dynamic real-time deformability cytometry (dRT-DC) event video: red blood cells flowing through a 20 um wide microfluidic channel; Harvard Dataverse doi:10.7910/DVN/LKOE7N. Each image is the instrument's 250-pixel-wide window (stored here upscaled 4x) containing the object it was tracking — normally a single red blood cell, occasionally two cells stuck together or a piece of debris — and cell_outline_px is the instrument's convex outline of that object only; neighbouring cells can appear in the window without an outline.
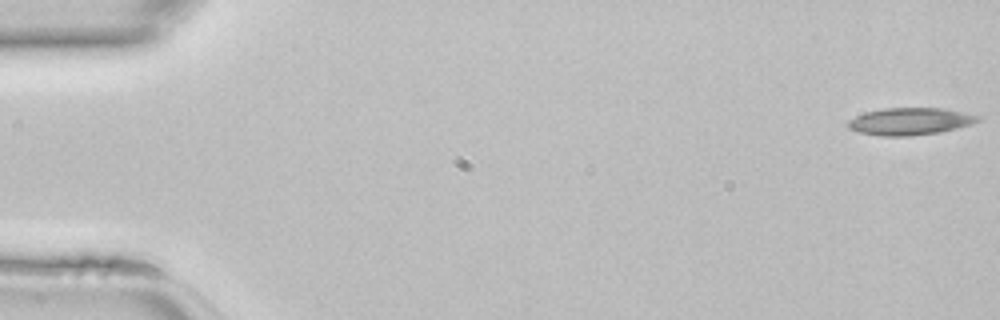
{"species": "common noctule bat (a hibernating species)", "species_latin": "Nyctalus noctula", "temperature_condition": "room temperature", "stored_images_in_passage": 46, "camera_frame_rate_fps": 3000, "um_per_image_px": 0.085, "animal": {"sex": "female", "body_mass_g": 22.7, "forearm_length_mm": 54.2}, "frame": {"image": 1, "passage_image": 1, "time_ms": 0.0, "image_size_px": [1000, 320], "cell_outline_px": [[980, 120], [972, 124], [940, 132], [908, 136], [880, 136], [856, 132], [848, 128], [848, 120], [864, 112], [884, 108], [944, 108], [964, 112], [980, 116]], "centroid_in_image_um": [77.33, 10.31], "position_along_channel_um": 7.7, "area_um2": 20.69}}
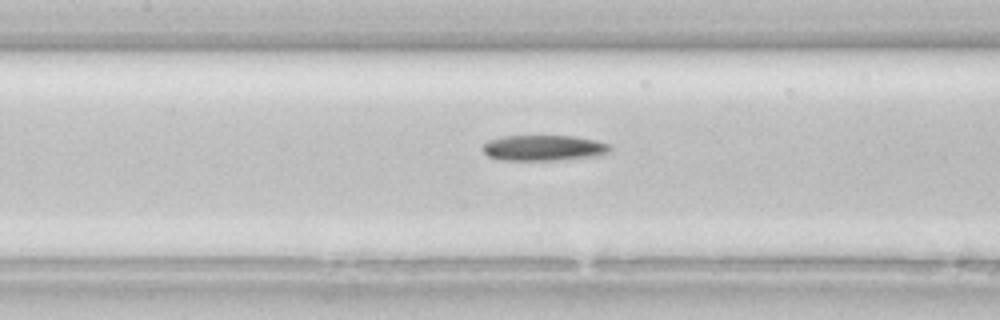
{"frame": {"image": 2, "passage_image": 21, "time_ms": 6.667, "image_size_px": [1000, 320], "cell_outline_px": [[612, 152], [604, 156], [556, 160], [496, 160], [488, 156], [480, 148], [488, 140], [504, 136], [572, 136], [596, 140], [612, 144]], "centroid_in_image_um": [46.28, 12.58], "position_along_channel_um": 161.1, "area_um2": 19.54}}
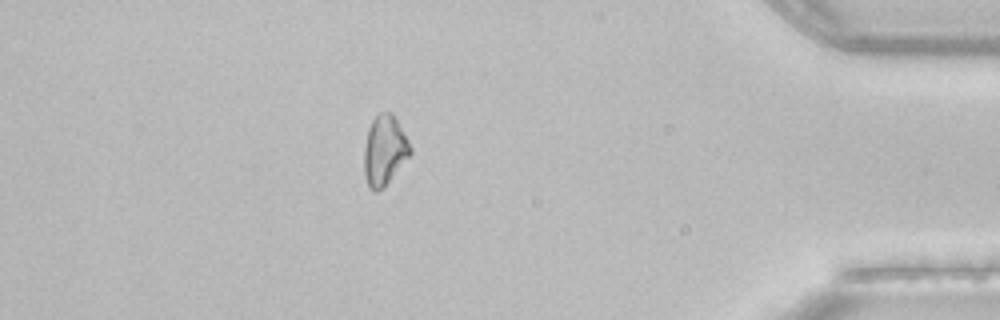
{"frame": {"image": 3, "passage_image": 40, "time_ms": 13.0, "image_size_px": [1000, 320], "cell_outline_px": [[412, 152], [384, 188], [376, 192], [368, 188], [364, 172], [364, 148], [368, 128], [372, 120], [380, 112], [392, 112], [408, 140], [412, 148]], "centroid_in_image_um": [32.67, 12.8], "position_along_channel_um": 402.5, "area_um2": 18.84}}